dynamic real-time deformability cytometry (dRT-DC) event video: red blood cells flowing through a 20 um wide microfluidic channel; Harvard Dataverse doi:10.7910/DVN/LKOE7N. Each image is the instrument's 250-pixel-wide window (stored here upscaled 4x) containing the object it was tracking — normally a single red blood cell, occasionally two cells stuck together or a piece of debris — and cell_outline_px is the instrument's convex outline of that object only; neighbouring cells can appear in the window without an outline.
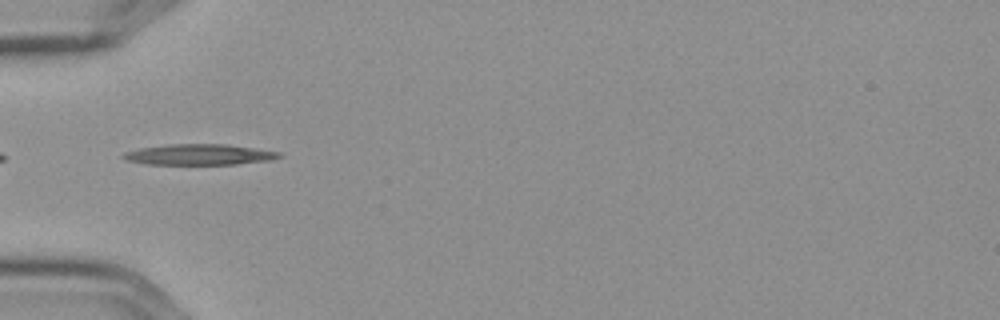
{"species": "Egyptian fruit bat (a non-hibernating species)", "species_latin": "Rousettus aegyptiacus", "temperature_condition": "cold", "stored_images_in_passage": 4, "camera_frame_rate_fps": 3000, "um_per_image_px": 0.085, "frame": {"image": 1, "passage_image": 1, "time_ms": 0.0, "image_size_px": [1000, 320], "cell_outline_px": [[284, 156], [272, 160], [236, 164], [148, 164], [128, 160], [120, 156], [124, 152], [140, 148], [168, 144], [224, 144], [280, 152]], "centroid_in_image_um": [16.95, 13.14], "position_along_channel_um": 68.1, "area_um2": 18.73}}
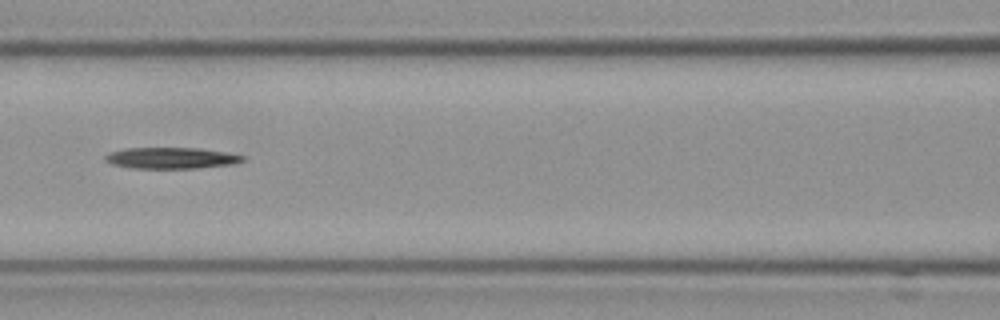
{"frame": {"image": 2, "passage_image": 3, "time_ms": 0.667, "image_size_px": [1000, 320], "cell_outline_px": [[244, 160], [232, 164], [196, 168], [128, 168], [112, 164], [104, 160], [104, 156], [108, 152], [124, 148], [200, 148], [224, 152], [244, 156]], "centroid_in_image_um": [14.47, 13.43], "position_along_channel_um": 152.1, "area_um2": 16.99}}
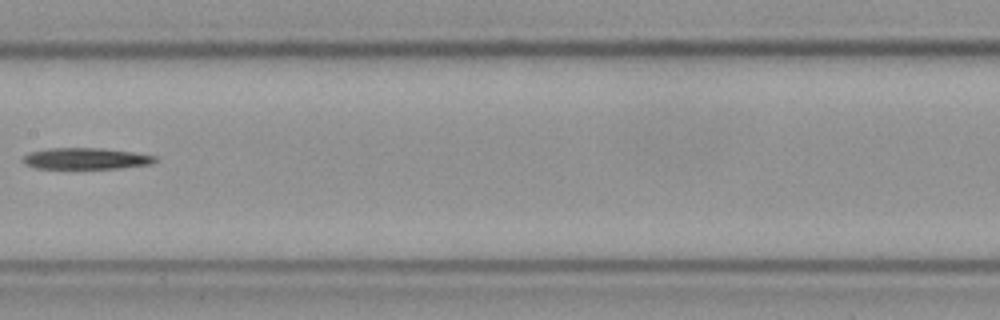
{"frame": {"image": 3, "passage_image": 4, "time_ms": 1.0, "image_size_px": [1000, 320], "cell_outline_px": [[156, 160], [152, 164], [120, 168], [36, 168], [24, 164], [20, 160], [28, 152], [48, 148], [100, 148], [132, 152], [156, 156]], "centroid_in_image_um": [7.25, 13.47], "position_along_channel_um": 200.1, "area_um2": 16.42}}